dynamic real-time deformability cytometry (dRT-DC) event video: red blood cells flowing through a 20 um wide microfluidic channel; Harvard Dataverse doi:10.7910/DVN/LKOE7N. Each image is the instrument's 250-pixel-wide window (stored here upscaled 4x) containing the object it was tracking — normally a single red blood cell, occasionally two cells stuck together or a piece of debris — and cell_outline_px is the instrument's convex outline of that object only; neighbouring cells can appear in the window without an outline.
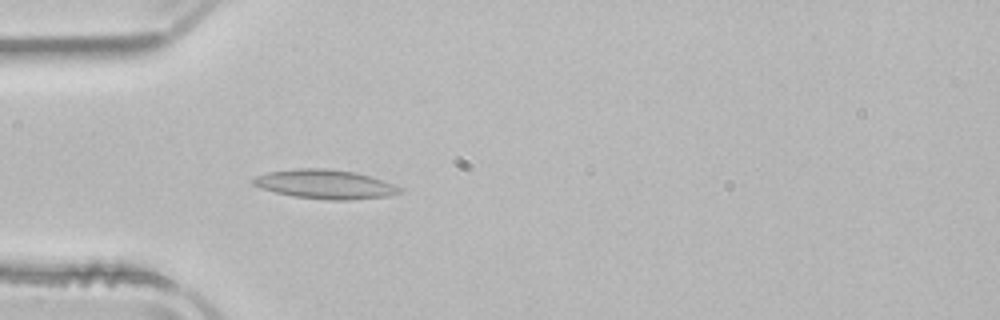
{"species": "common noctule bat (a hibernating species)", "species_latin": "Nyctalus noctula", "temperature_condition": "room temperature", "stored_images_in_passage": 34, "camera_frame_rate_fps": 3000, "um_per_image_px": 0.085, "animal": {"sex": "male", "body_mass_g": 21.5, "forearm_length_mm": 52.0}, "frame": {"image": 1, "passage_image": 7, "time_ms": 2.0, "image_size_px": [1000, 320], "cell_outline_px": [[400, 192], [384, 196], [348, 200], [328, 200], [292, 196], [260, 188], [252, 184], [252, 180], [256, 176], [268, 172], [292, 168], [324, 168], [356, 172], [392, 184], [400, 188]], "centroid_in_image_um": [27.54, 15.65], "position_along_channel_um": 57.5, "area_um2": 24.57}}
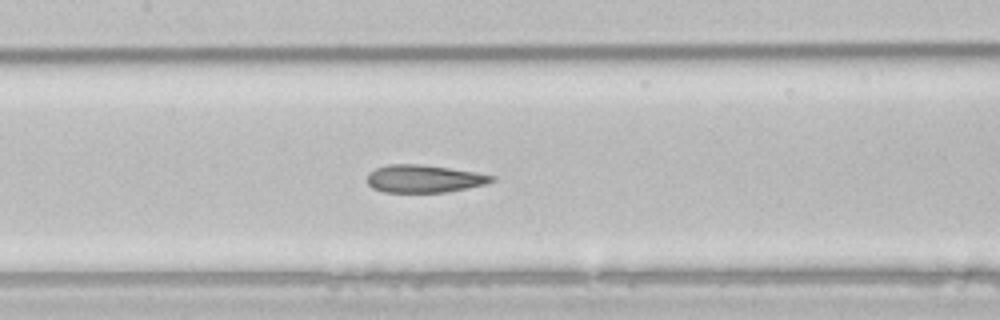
{"frame": {"image": 2, "passage_image": 16, "time_ms": 5.0, "image_size_px": [1000, 320], "cell_outline_px": [[496, 180], [484, 184], [448, 192], [384, 192], [372, 188], [368, 184], [368, 172], [376, 168], [388, 164], [416, 164], [448, 168], [476, 172], [496, 176]], "centroid_in_image_um": [36.03, 15.19], "position_along_channel_um": 171.4, "area_um2": 20.0}}
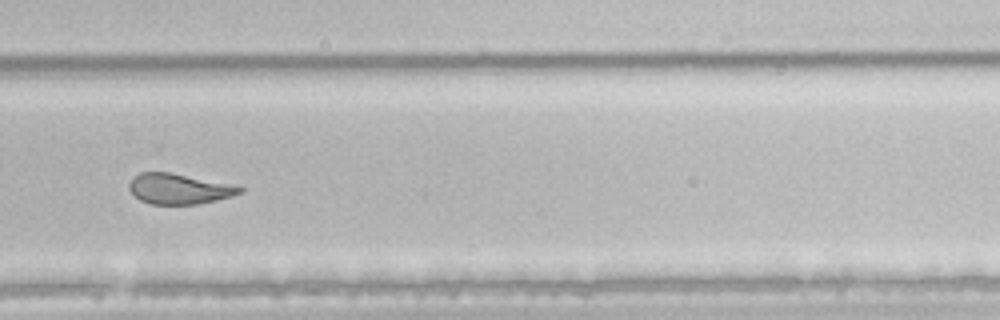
{"frame": {"image": 3, "passage_image": 27, "time_ms": 8.667, "image_size_px": [1000, 320], "cell_outline_px": [[244, 192], [232, 196], [216, 200], [196, 204], [152, 204], [140, 200], [128, 188], [128, 184], [132, 176], [140, 172], [168, 172], [244, 188]], "centroid_in_image_um": [15.14, 16.06], "position_along_channel_um": 314.7, "area_um2": 19.19}, "authors_computed_cell_mechanics": {"area_um2": 20.7502, "velocity_mm_per_s": 3.9338, "shape_relaxation_time_tau1_ms": 9.5215, "shape_relaxation_time_tau2_ms": 2.1182, "deformation_change_tau1": 0.2378, "deformation_change_tau2": 0.0965}}